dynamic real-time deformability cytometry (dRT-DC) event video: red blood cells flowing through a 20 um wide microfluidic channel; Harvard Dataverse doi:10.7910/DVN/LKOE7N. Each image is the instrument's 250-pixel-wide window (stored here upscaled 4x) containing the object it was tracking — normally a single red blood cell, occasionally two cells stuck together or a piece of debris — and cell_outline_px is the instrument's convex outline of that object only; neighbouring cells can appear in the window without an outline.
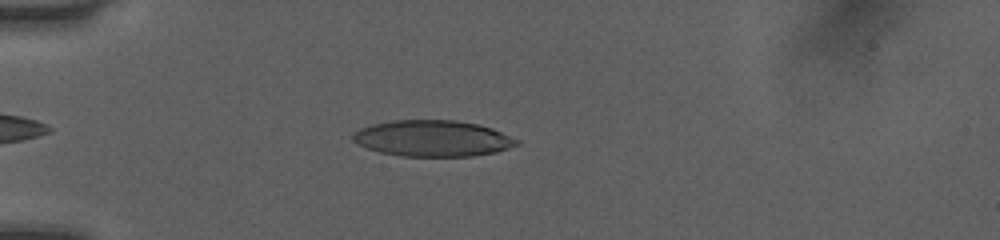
{"species": "human", "species_latin": "Homo sapiens", "temperature_condition": "room temperature", "stored_images_in_passage": 39, "camera_frame_rate_fps": 3000, "um_per_image_px": 0.085, "donor": {"sex": "female"}, "frame": {"image": 1, "passage_image": 7, "time_ms": 2.0, "image_size_px": [1000, 240], "cell_outline_px": [[520, 144], [496, 152], [472, 156], [400, 156], [380, 152], [356, 144], [352, 140], [352, 136], [360, 128], [372, 124], [392, 120], [456, 120], [480, 124], [492, 128], [520, 140]], "centroid_in_image_um": [36.79, 11.76], "position_along_channel_um": 48.2, "area_um2": 34.68}}
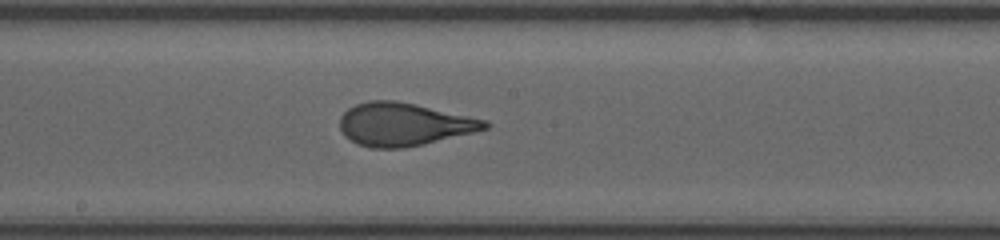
{"frame": {"image": 2, "passage_image": 21, "time_ms": 6.667, "image_size_px": [1000, 240], "cell_outline_px": [[492, 124], [488, 128], [424, 144], [404, 148], [372, 148], [356, 144], [344, 136], [340, 128], [340, 116], [348, 108], [356, 104], [368, 100], [396, 100], [416, 104], [488, 120]], "centroid_in_image_um": [34.3, 10.56], "position_along_channel_um": 213.9, "area_um2": 36.47}}
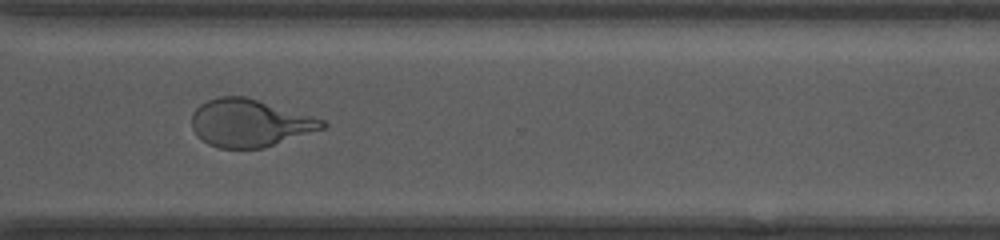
{"frame": {"image": 3, "passage_image": 31, "time_ms": 10.0, "image_size_px": [1000, 240], "cell_outline_px": [[328, 124], [324, 128], [264, 148], [220, 148], [208, 144], [196, 136], [192, 128], [192, 112], [200, 104], [208, 100], [220, 96], [248, 96], [324, 120]], "centroid_in_image_um": [21.2, 10.45], "position_along_channel_um": 349.4, "area_um2": 36.24}, "authors_computed_cell_mechanics": {"area_um2": 36.0094, "velocity_mm_per_s": 4.0835, "shape_relaxation_time_tau1_ms": 3.5367, "shape_relaxation_time_tau2_ms": 0.6803, "deformation_change_tau1": 0.1861, "deformation_change_tau2": 0.0712}}